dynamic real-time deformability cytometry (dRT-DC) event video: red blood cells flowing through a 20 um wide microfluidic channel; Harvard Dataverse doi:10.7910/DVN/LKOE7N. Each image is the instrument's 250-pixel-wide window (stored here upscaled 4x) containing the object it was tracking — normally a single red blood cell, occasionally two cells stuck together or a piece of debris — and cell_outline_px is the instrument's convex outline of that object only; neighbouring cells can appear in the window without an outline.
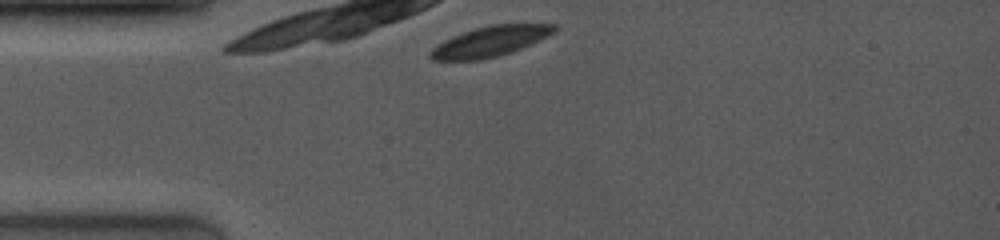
{"species": "common noctule bat (a hibernating species)", "species_latin": "Nyctalus noctula", "temperature_condition": "room temperature", "stored_images_in_passage": 2, "camera_frame_rate_fps": 4000, "um_per_image_px": 0.085, "animal": {"sex": "female", "body_mass_g": 19.0, "forearm_length_mm": 53.3}, "frame": {"image": 1, "passage_image": 1, "time_ms": 0.0, "image_size_px": [1000, 240], "cell_outline_px": [[556, 32], [548, 36], [512, 52], [500, 56], [480, 60], [432, 60], [428, 56], [428, 52], [436, 44], [452, 36], [476, 28], [492, 24], [556, 24]], "centroid_in_image_um": [41.63, 3.53], "position_along_channel_um": 43.4, "area_um2": 21.91}}